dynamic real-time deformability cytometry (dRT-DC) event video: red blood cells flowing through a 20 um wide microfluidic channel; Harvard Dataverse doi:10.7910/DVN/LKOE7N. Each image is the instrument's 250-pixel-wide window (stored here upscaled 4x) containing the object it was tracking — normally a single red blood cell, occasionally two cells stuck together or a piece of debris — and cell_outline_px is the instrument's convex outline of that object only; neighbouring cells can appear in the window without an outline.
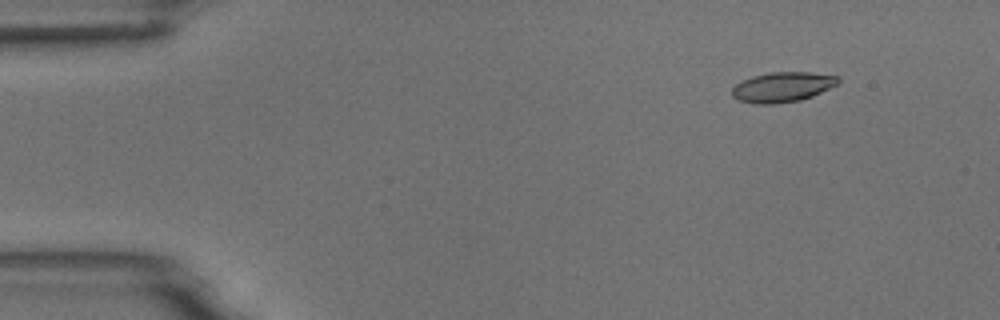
{"species": "common noctule bat (a hibernating species)", "species_latin": "Nyctalus noctula", "temperature_condition": "room temperature", "stored_images_in_passage": 5, "camera_frame_rate_fps": 3000, "um_per_image_px": 0.085, "animal": {"sex": "male", "body_mass_g": 18.8}, "frame": {"image": 1, "passage_image": 2, "time_ms": 1.333, "image_size_px": [1000, 320], "cell_outline_px": [[840, 84], [812, 96], [800, 100], [772, 104], [752, 104], [736, 100], [732, 96], [732, 88], [736, 84], [752, 76], [772, 72], [812, 72], [840, 76]], "centroid_in_image_um": [66.53, 7.4], "position_along_channel_um": 18.5, "area_um2": 18.79}}
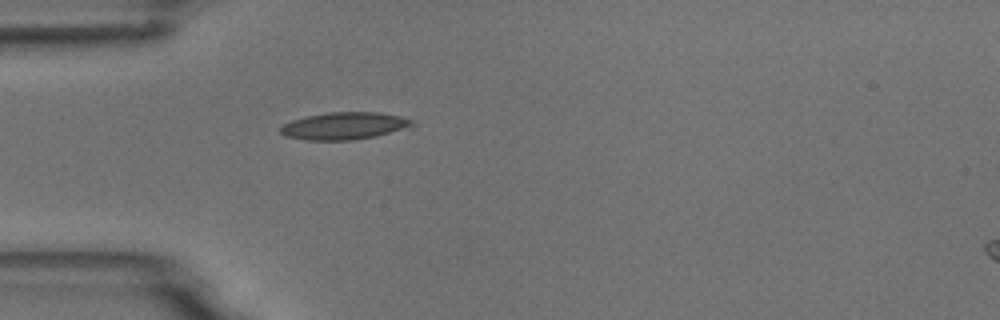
{"frame": {"image": 2, "passage_image": 5, "time_ms": 4.667, "image_size_px": [1000, 320], "cell_outline_px": [[416, 124], [412, 128], [376, 136], [352, 140], [308, 140], [284, 136], [280, 132], [280, 128], [284, 124], [292, 120], [308, 116], [328, 112], [380, 112], [400, 116], [412, 120]], "centroid_in_image_um": [29.33, 10.7], "position_along_channel_um": 55.7, "area_um2": 21.1}}